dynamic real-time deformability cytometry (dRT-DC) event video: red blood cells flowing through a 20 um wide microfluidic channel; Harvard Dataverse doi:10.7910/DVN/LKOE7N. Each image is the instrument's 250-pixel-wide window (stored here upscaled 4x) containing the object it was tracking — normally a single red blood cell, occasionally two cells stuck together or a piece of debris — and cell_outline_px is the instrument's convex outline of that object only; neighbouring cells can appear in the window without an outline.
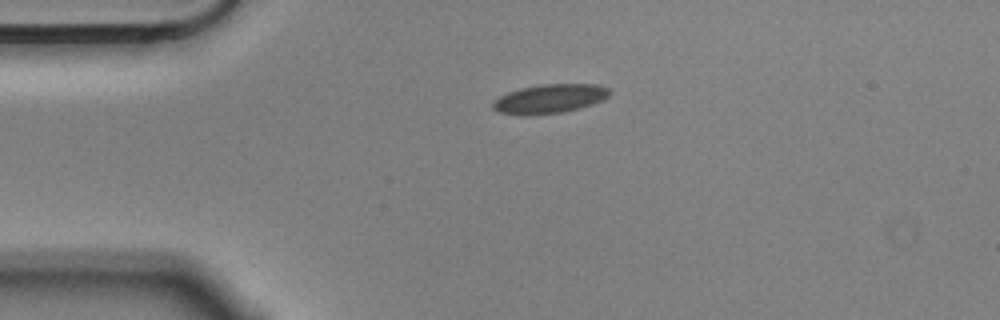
{"species": "Egyptian fruit bat (a non-hibernating species)", "species_latin": "Rousettus aegyptiacus", "temperature_condition": "cold", "stored_images_in_passage": 45, "camera_frame_rate_fps": 3000, "um_per_image_px": 0.085, "animal": {"sex": "male"}, "frame": {"image": 1, "passage_image": 1, "time_ms": 0.0, "image_size_px": [1000, 320], "cell_outline_px": [[612, 92], [604, 100], [580, 108], [564, 112], [524, 116], [500, 112], [492, 108], [492, 104], [500, 96], [508, 92], [520, 88], [540, 84], [600, 84], [608, 88]], "centroid_in_image_um": [46.75, 8.39], "position_along_channel_um": 38.2, "area_um2": 19.94}}
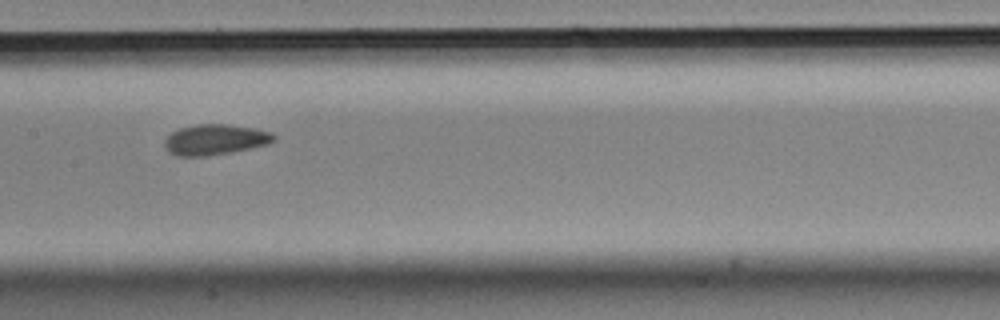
{"frame": {"image": 2, "passage_image": 16, "time_ms": 5.0, "image_size_px": [1000, 320], "cell_outline_px": [[276, 140], [268, 144], [232, 152], [208, 156], [176, 156], [168, 152], [164, 148], [164, 140], [172, 132], [180, 128], [196, 124], [224, 124], [256, 128], [268, 132], [276, 136]], "centroid_in_image_um": [18.26, 11.87], "position_along_channel_um": 189.1, "area_um2": 19.54}}
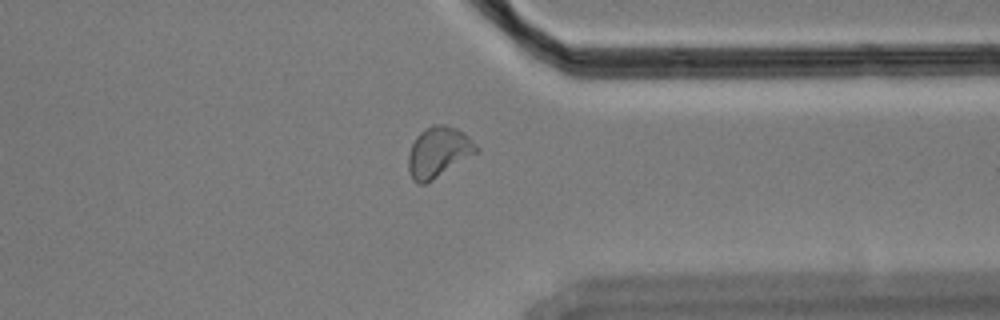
{"frame": {"image": 3, "passage_image": 32, "time_ms": 10.333, "image_size_px": [1000, 320], "cell_outline_px": [[480, 152], [432, 180], [424, 184], [416, 184], [412, 180], [408, 172], [408, 156], [412, 144], [416, 136], [424, 128], [432, 124], [444, 124], [456, 128], [464, 132], [480, 148]], "centroid_in_image_um": [37.28, 12.93], "position_along_channel_um": 374.1, "area_um2": 20.4}, "authors_computed_cell_mechanics": {"area_um2": 19.3052, "velocity_mm_per_s": 3.545, "shape_relaxation_time_tau1_ms": 11.2257, "shape_relaxation_time_tau2_ms": 2.0678, "deformation_change_tau1": 0.1539, "deformation_change_tau2": 0.0759}}